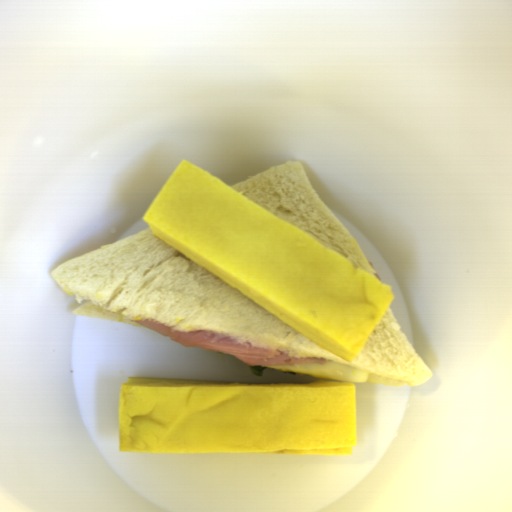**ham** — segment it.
Returning a JSON list of instances; mask_svg holds the SVG:
<instances>
[{"label":"ham","mask_w":512,"mask_h":512,"mask_svg":"<svg viewBox=\"0 0 512 512\" xmlns=\"http://www.w3.org/2000/svg\"><path fill=\"white\" fill-rule=\"evenodd\" d=\"M153 332L169 338L186 347H199L203 350L220 352L234 356L246 366L274 367L296 364H325L319 357L291 356L285 351L265 348L241 340L232 335L209 330L177 331L154 319H132Z\"/></svg>","instance_id":"obj_1"}]
</instances>
